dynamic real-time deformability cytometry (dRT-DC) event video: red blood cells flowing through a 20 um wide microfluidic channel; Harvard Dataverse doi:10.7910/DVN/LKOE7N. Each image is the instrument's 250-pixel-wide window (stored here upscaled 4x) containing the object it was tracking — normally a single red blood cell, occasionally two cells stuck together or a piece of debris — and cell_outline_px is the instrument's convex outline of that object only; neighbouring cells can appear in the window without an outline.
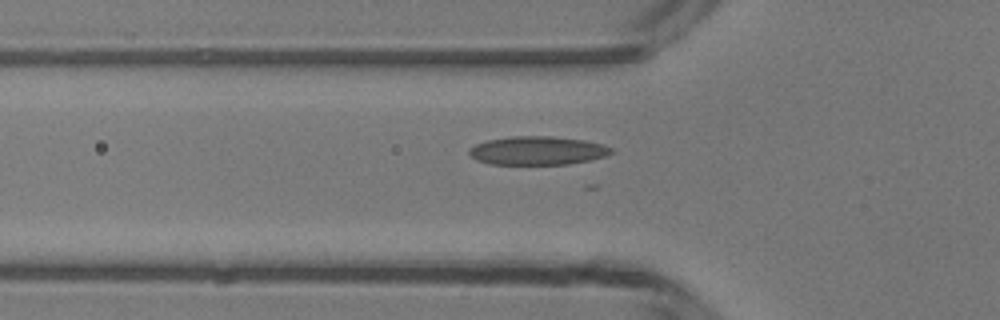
{"species": "common noctule bat (a hibernating species)", "species_latin": "Nyctalus noctula", "temperature_condition": "room temperature", "stored_images_in_passage": 34, "camera_frame_rate_fps": 3000, "um_per_image_px": 0.085, "animal": {"sex": "male", "body_mass_g": 13.3}, "frame": {"image": 1, "passage_image": 6, "time_ms": 1.667, "image_size_px": [1000, 320], "cell_outline_px": [[612, 152], [604, 156], [592, 160], [568, 164], [488, 164], [476, 160], [468, 152], [468, 148], [476, 144], [488, 140], [512, 136], [552, 136], [584, 140], [604, 144], [612, 148]], "centroid_in_image_um": [45.68, 12.8], "position_along_channel_um": 80.1, "area_um2": 23.7}}
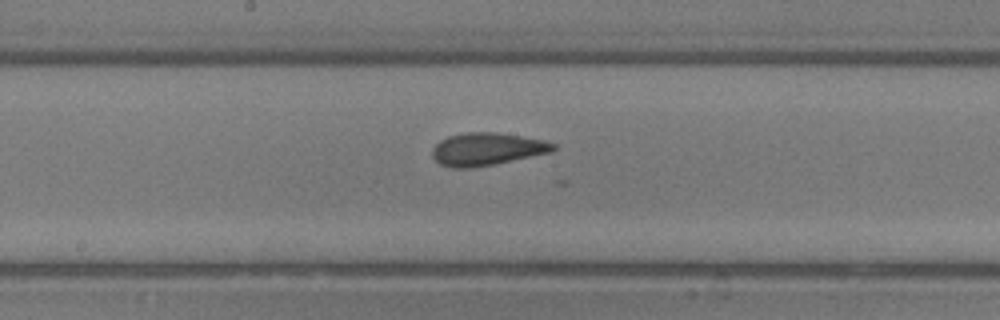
{"frame": {"image": 2, "passage_image": 15, "time_ms": 4.667, "image_size_px": [1000, 320], "cell_outline_px": [[556, 148], [552, 152], [472, 168], [452, 168], [440, 164], [432, 156], [432, 148], [440, 140], [448, 136], [468, 132], [492, 132], [520, 136], [544, 140], [556, 144]], "centroid_in_image_um": [41.37, 12.67], "position_along_channel_um": 206.8, "area_um2": 22.83}}
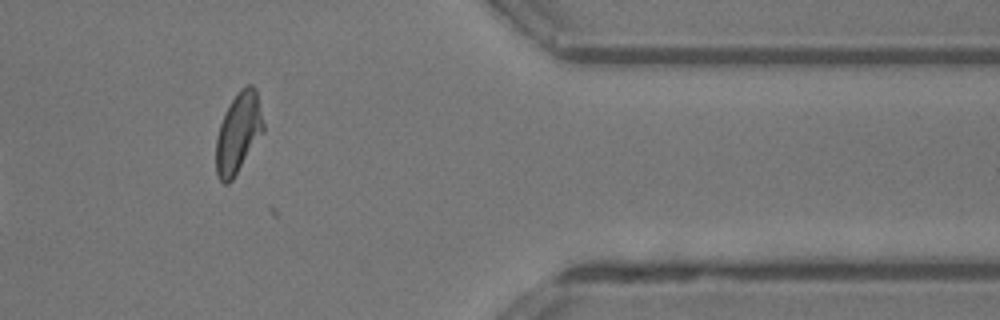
{"frame": {"image": 3, "passage_image": 30, "time_ms": 9.667, "image_size_px": [1000, 320], "cell_outline_px": [[264, 132], [232, 180], [228, 184], [224, 184], [220, 180], [216, 172], [216, 136], [224, 112], [240, 88], [248, 84], [252, 84], [256, 88], [264, 124]], "centroid_in_image_um": [20.26, 11.28], "position_along_channel_um": 391.1, "area_um2": 22.25}}